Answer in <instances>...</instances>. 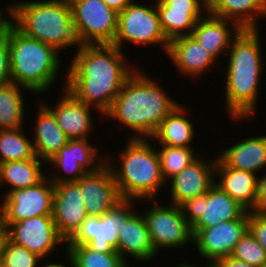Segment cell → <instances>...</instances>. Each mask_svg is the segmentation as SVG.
Listing matches in <instances>:
<instances>
[{"instance_id":"44dd1931","label":"cell","mask_w":266,"mask_h":267,"mask_svg":"<svg viewBox=\"0 0 266 267\" xmlns=\"http://www.w3.org/2000/svg\"><path fill=\"white\" fill-rule=\"evenodd\" d=\"M136 211L138 210L135 209L124 220L118 233L119 241L116 251L129 265V256L147 264L158 254L151 243L143 214Z\"/></svg>"},{"instance_id":"8d00e7d4","label":"cell","mask_w":266,"mask_h":267,"mask_svg":"<svg viewBox=\"0 0 266 267\" xmlns=\"http://www.w3.org/2000/svg\"><path fill=\"white\" fill-rule=\"evenodd\" d=\"M248 230L266 250V212L249 211Z\"/></svg>"},{"instance_id":"b9f144b4","label":"cell","mask_w":266,"mask_h":267,"mask_svg":"<svg viewBox=\"0 0 266 267\" xmlns=\"http://www.w3.org/2000/svg\"><path fill=\"white\" fill-rule=\"evenodd\" d=\"M64 251H65V256H63V257H65V259L67 258V260H68V263H69V265H71V267H73V262H72V258H71V256H70V254L64 249ZM43 266L42 267H68L67 265H65V263L63 264V263H59V262H49V263H47L46 262V264H42Z\"/></svg>"},{"instance_id":"4fadbf2b","label":"cell","mask_w":266,"mask_h":267,"mask_svg":"<svg viewBox=\"0 0 266 267\" xmlns=\"http://www.w3.org/2000/svg\"><path fill=\"white\" fill-rule=\"evenodd\" d=\"M2 198L3 222L8 227L13 222L52 215L54 184L46 176L37 185L12 190Z\"/></svg>"},{"instance_id":"836d02e7","label":"cell","mask_w":266,"mask_h":267,"mask_svg":"<svg viewBox=\"0 0 266 267\" xmlns=\"http://www.w3.org/2000/svg\"><path fill=\"white\" fill-rule=\"evenodd\" d=\"M231 256L256 267H262L266 263V250L249 230L236 244Z\"/></svg>"},{"instance_id":"ffe728a7","label":"cell","mask_w":266,"mask_h":267,"mask_svg":"<svg viewBox=\"0 0 266 267\" xmlns=\"http://www.w3.org/2000/svg\"><path fill=\"white\" fill-rule=\"evenodd\" d=\"M62 90L63 97L55 102V106L42 103L53 113L57 124L70 140L89 139L94 127L91 111L95 108L81 102L65 86Z\"/></svg>"},{"instance_id":"bcb514c9","label":"cell","mask_w":266,"mask_h":267,"mask_svg":"<svg viewBox=\"0 0 266 267\" xmlns=\"http://www.w3.org/2000/svg\"><path fill=\"white\" fill-rule=\"evenodd\" d=\"M204 267H213V266H212V265H208V264H207V265H205Z\"/></svg>"},{"instance_id":"484cf974","label":"cell","mask_w":266,"mask_h":267,"mask_svg":"<svg viewBox=\"0 0 266 267\" xmlns=\"http://www.w3.org/2000/svg\"><path fill=\"white\" fill-rule=\"evenodd\" d=\"M41 103V104H40ZM38 111L32 139L35 156L47 162L70 140L57 124L53 113L42 103Z\"/></svg>"},{"instance_id":"f6af8a7d","label":"cell","mask_w":266,"mask_h":267,"mask_svg":"<svg viewBox=\"0 0 266 267\" xmlns=\"http://www.w3.org/2000/svg\"><path fill=\"white\" fill-rule=\"evenodd\" d=\"M2 208H3V204L0 203V222L3 220Z\"/></svg>"},{"instance_id":"277c9868","label":"cell","mask_w":266,"mask_h":267,"mask_svg":"<svg viewBox=\"0 0 266 267\" xmlns=\"http://www.w3.org/2000/svg\"><path fill=\"white\" fill-rule=\"evenodd\" d=\"M148 140V138L126 139L125 150L122 149L118 153L120 156L117 160L120 161L118 166L109 154H105L106 163L112 170L123 200H155L160 198L158 195L161 194L162 188L165 189L167 186L161 172L158 151Z\"/></svg>"},{"instance_id":"cb8c5ba5","label":"cell","mask_w":266,"mask_h":267,"mask_svg":"<svg viewBox=\"0 0 266 267\" xmlns=\"http://www.w3.org/2000/svg\"><path fill=\"white\" fill-rule=\"evenodd\" d=\"M257 177L253 172L228 167L217 156L214 184L247 211H255Z\"/></svg>"},{"instance_id":"d590c367","label":"cell","mask_w":266,"mask_h":267,"mask_svg":"<svg viewBox=\"0 0 266 267\" xmlns=\"http://www.w3.org/2000/svg\"><path fill=\"white\" fill-rule=\"evenodd\" d=\"M11 83L10 51L7 38V22L0 32V87Z\"/></svg>"},{"instance_id":"e0dca14e","label":"cell","mask_w":266,"mask_h":267,"mask_svg":"<svg viewBox=\"0 0 266 267\" xmlns=\"http://www.w3.org/2000/svg\"><path fill=\"white\" fill-rule=\"evenodd\" d=\"M216 161L217 156L215 159L213 157L207 160L201 154L184 170L171 178L167 183L170 185H168L171 197L169 203L179 206L187 199L206 194L215 183Z\"/></svg>"},{"instance_id":"d4e9b609","label":"cell","mask_w":266,"mask_h":267,"mask_svg":"<svg viewBox=\"0 0 266 267\" xmlns=\"http://www.w3.org/2000/svg\"><path fill=\"white\" fill-rule=\"evenodd\" d=\"M218 153L228 167L260 174L266 169V135L243 138Z\"/></svg>"},{"instance_id":"f35d334b","label":"cell","mask_w":266,"mask_h":267,"mask_svg":"<svg viewBox=\"0 0 266 267\" xmlns=\"http://www.w3.org/2000/svg\"><path fill=\"white\" fill-rule=\"evenodd\" d=\"M213 267H256L248 264L244 261L236 259L232 256L217 259L213 264Z\"/></svg>"},{"instance_id":"3957f363","label":"cell","mask_w":266,"mask_h":267,"mask_svg":"<svg viewBox=\"0 0 266 267\" xmlns=\"http://www.w3.org/2000/svg\"><path fill=\"white\" fill-rule=\"evenodd\" d=\"M159 83L137 68L126 80L104 119L118 121L121 128L128 127L130 139H150L160 123L180 104L168 96Z\"/></svg>"},{"instance_id":"52a82bcc","label":"cell","mask_w":266,"mask_h":267,"mask_svg":"<svg viewBox=\"0 0 266 267\" xmlns=\"http://www.w3.org/2000/svg\"><path fill=\"white\" fill-rule=\"evenodd\" d=\"M132 2L118 14L116 38L112 45L124 52V44L161 46L166 53L169 41L160 27L156 4ZM144 4V5H142Z\"/></svg>"},{"instance_id":"30bf717a","label":"cell","mask_w":266,"mask_h":267,"mask_svg":"<svg viewBox=\"0 0 266 267\" xmlns=\"http://www.w3.org/2000/svg\"><path fill=\"white\" fill-rule=\"evenodd\" d=\"M73 26L80 45L113 44L118 13L102 0H69Z\"/></svg>"},{"instance_id":"e575fe53","label":"cell","mask_w":266,"mask_h":267,"mask_svg":"<svg viewBox=\"0 0 266 267\" xmlns=\"http://www.w3.org/2000/svg\"><path fill=\"white\" fill-rule=\"evenodd\" d=\"M44 261V259L29 251L26 247L17 245L9 239L5 244L1 259L3 267H40L38 263Z\"/></svg>"},{"instance_id":"6da1fadb","label":"cell","mask_w":266,"mask_h":267,"mask_svg":"<svg viewBox=\"0 0 266 267\" xmlns=\"http://www.w3.org/2000/svg\"><path fill=\"white\" fill-rule=\"evenodd\" d=\"M75 50L67 65L64 86L81 102L105 115L136 69L112 44L80 45Z\"/></svg>"},{"instance_id":"7c38bea8","label":"cell","mask_w":266,"mask_h":267,"mask_svg":"<svg viewBox=\"0 0 266 267\" xmlns=\"http://www.w3.org/2000/svg\"><path fill=\"white\" fill-rule=\"evenodd\" d=\"M100 149L101 147H94L89 139L69 140L46 162V165L49 164V166L58 170L53 174L51 172L47 177L54 185L64 182H77L87 173L95 172L106 163L105 156L104 158L99 156L100 159H97ZM63 172L64 175H62Z\"/></svg>"},{"instance_id":"d6986e66","label":"cell","mask_w":266,"mask_h":267,"mask_svg":"<svg viewBox=\"0 0 266 267\" xmlns=\"http://www.w3.org/2000/svg\"><path fill=\"white\" fill-rule=\"evenodd\" d=\"M83 195L76 182L54 185L52 217L59 235L67 242L87 217Z\"/></svg>"},{"instance_id":"4316f807","label":"cell","mask_w":266,"mask_h":267,"mask_svg":"<svg viewBox=\"0 0 266 267\" xmlns=\"http://www.w3.org/2000/svg\"><path fill=\"white\" fill-rule=\"evenodd\" d=\"M207 13L234 21L242 29H258V17H266V0H207Z\"/></svg>"},{"instance_id":"ee69618b","label":"cell","mask_w":266,"mask_h":267,"mask_svg":"<svg viewBox=\"0 0 266 267\" xmlns=\"http://www.w3.org/2000/svg\"><path fill=\"white\" fill-rule=\"evenodd\" d=\"M175 267H199V266H197L196 264H193V263H190L189 264V261H188V263L187 262H182V263H179L177 266H175ZM201 267H204V265L203 266H201Z\"/></svg>"},{"instance_id":"83f0119b","label":"cell","mask_w":266,"mask_h":267,"mask_svg":"<svg viewBox=\"0 0 266 267\" xmlns=\"http://www.w3.org/2000/svg\"><path fill=\"white\" fill-rule=\"evenodd\" d=\"M187 109L179 104L159 125L150 138L159 145L191 147L195 137V127L190 117L185 113ZM188 117V118H187ZM156 140V141H155Z\"/></svg>"},{"instance_id":"74e56055","label":"cell","mask_w":266,"mask_h":267,"mask_svg":"<svg viewBox=\"0 0 266 267\" xmlns=\"http://www.w3.org/2000/svg\"><path fill=\"white\" fill-rule=\"evenodd\" d=\"M257 177L256 199H255V211H266V174Z\"/></svg>"},{"instance_id":"4dcf8cb0","label":"cell","mask_w":266,"mask_h":267,"mask_svg":"<svg viewBox=\"0 0 266 267\" xmlns=\"http://www.w3.org/2000/svg\"><path fill=\"white\" fill-rule=\"evenodd\" d=\"M24 126L0 130V164L16 160L38 159L33 142L28 139Z\"/></svg>"},{"instance_id":"ab89813d","label":"cell","mask_w":266,"mask_h":267,"mask_svg":"<svg viewBox=\"0 0 266 267\" xmlns=\"http://www.w3.org/2000/svg\"><path fill=\"white\" fill-rule=\"evenodd\" d=\"M109 8L118 14L129 6L134 0H102Z\"/></svg>"},{"instance_id":"5bb4252c","label":"cell","mask_w":266,"mask_h":267,"mask_svg":"<svg viewBox=\"0 0 266 267\" xmlns=\"http://www.w3.org/2000/svg\"><path fill=\"white\" fill-rule=\"evenodd\" d=\"M248 215L249 211H246L238 219L224 221L209 228L192 229L193 244L198 255L207 259L208 265L217 259L231 256L236 244L248 230Z\"/></svg>"},{"instance_id":"8992f818","label":"cell","mask_w":266,"mask_h":267,"mask_svg":"<svg viewBox=\"0 0 266 267\" xmlns=\"http://www.w3.org/2000/svg\"><path fill=\"white\" fill-rule=\"evenodd\" d=\"M7 38L11 82L26 87L34 95L44 94L52 85L54 87L61 70V53L49 44L26 36L9 20Z\"/></svg>"},{"instance_id":"f1b7e54d","label":"cell","mask_w":266,"mask_h":267,"mask_svg":"<svg viewBox=\"0 0 266 267\" xmlns=\"http://www.w3.org/2000/svg\"><path fill=\"white\" fill-rule=\"evenodd\" d=\"M45 161L41 159H28L4 162L0 164V186L10 187L5 194L15 189H25L41 182L46 176L43 167Z\"/></svg>"},{"instance_id":"9a60e30c","label":"cell","mask_w":266,"mask_h":267,"mask_svg":"<svg viewBox=\"0 0 266 267\" xmlns=\"http://www.w3.org/2000/svg\"><path fill=\"white\" fill-rule=\"evenodd\" d=\"M7 228L10 241L26 247L42 259L49 258L58 245L66 246V241L59 235L52 215L13 222Z\"/></svg>"},{"instance_id":"603a6c76","label":"cell","mask_w":266,"mask_h":267,"mask_svg":"<svg viewBox=\"0 0 266 267\" xmlns=\"http://www.w3.org/2000/svg\"><path fill=\"white\" fill-rule=\"evenodd\" d=\"M166 54L179 73L192 79L205 76L209 67L218 63L191 35L172 39Z\"/></svg>"},{"instance_id":"5b68a950","label":"cell","mask_w":266,"mask_h":267,"mask_svg":"<svg viewBox=\"0 0 266 267\" xmlns=\"http://www.w3.org/2000/svg\"><path fill=\"white\" fill-rule=\"evenodd\" d=\"M6 7L9 21L26 36L49 44L59 52L80 46L69 0H20Z\"/></svg>"},{"instance_id":"1f68e13d","label":"cell","mask_w":266,"mask_h":267,"mask_svg":"<svg viewBox=\"0 0 266 267\" xmlns=\"http://www.w3.org/2000/svg\"><path fill=\"white\" fill-rule=\"evenodd\" d=\"M73 267H131L118 253H101L87 245H66Z\"/></svg>"},{"instance_id":"ba28073f","label":"cell","mask_w":266,"mask_h":267,"mask_svg":"<svg viewBox=\"0 0 266 267\" xmlns=\"http://www.w3.org/2000/svg\"><path fill=\"white\" fill-rule=\"evenodd\" d=\"M135 202L122 200L100 217L88 215L66 245H87L101 253H117L119 230L124 220L136 209Z\"/></svg>"},{"instance_id":"7402d4cb","label":"cell","mask_w":266,"mask_h":267,"mask_svg":"<svg viewBox=\"0 0 266 267\" xmlns=\"http://www.w3.org/2000/svg\"><path fill=\"white\" fill-rule=\"evenodd\" d=\"M242 28L234 21L206 13L196 23L191 36L217 61L227 54Z\"/></svg>"},{"instance_id":"ac0fdd59","label":"cell","mask_w":266,"mask_h":267,"mask_svg":"<svg viewBox=\"0 0 266 267\" xmlns=\"http://www.w3.org/2000/svg\"><path fill=\"white\" fill-rule=\"evenodd\" d=\"M81 189L87 215L102 216L123 199L107 163L93 173H87L76 182Z\"/></svg>"},{"instance_id":"8fae6325","label":"cell","mask_w":266,"mask_h":267,"mask_svg":"<svg viewBox=\"0 0 266 267\" xmlns=\"http://www.w3.org/2000/svg\"><path fill=\"white\" fill-rule=\"evenodd\" d=\"M179 206L192 229L209 228L238 219L247 211L215 184L206 194L187 199Z\"/></svg>"},{"instance_id":"d6a6232c","label":"cell","mask_w":266,"mask_h":267,"mask_svg":"<svg viewBox=\"0 0 266 267\" xmlns=\"http://www.w3.org/2000/svg\"><path fill=\"white\" fill-rule=\"evenodd\" d=\"M161 146L158 151L165 182L184 170L200 154L193 147Z\"/></svg>"},{"instance_id":"7a4b0ae2","label":"cell","mask_w":266,"mask_h":267,"mask_svg":"<svg viewBox=\"0 0 266 267\" xmlns=\"http://www.w3.org/2000/svg\"><path fill=\"white\" fill-rule=\"evenodd\" d=\"M259 29H242L227 53L223 80L225 111L233 121H246L257 111L264 58Z\"/></svg>"},{"instance_id":"7bdbcfd3","label":"cell","mask_w":266,"mask_h":267,"mask_svg":"<svg viewBox=\"0 0 266 267\" xmlns=\"http://www.w3.org/2000/svg\"><path fill=\"white\" fill-rule=\"evenodd\" d=\"M1 9H2V7H0V32L3 30L6 22L9 20V19H7L9 17H6V13H3L4 10H1Z\"/></svg>"},{"instance_id":"f546056e","label":"cell","mask_w":266,"mask_h":267,"mask_svg":"<svg viewBox=\"0 0 266 267\" xmlns=\"http://www.w3.org/2000/svg\"><path fill=\"white\" fill-rule=\"evenodd\" d=\"M32 93L26 87L9 83L0 87V130L23 127L25 113V99L22 94Z\"/></svg>"},{"instance_id":"60d3db41","label":"cell","mask_w":266,"mask_h":267,"mask_svg":"<svg viewBox=\"0 0 266 267\" xmlns=\"http://www.w3.org/2000/svg\"><path fill=\"white\" fill-rule=\"evenodd\" d=\"M8 240V228L3 220L0 222V260L2 259L5 244Z\"/></svg>"},{"instance_id":"2e32d148","label":"cell","mask_w":266,"mask_h":267,"mask_svg":"<svg viewBox=\"0 0 266 267\" xmlns=\"http://www.w3.org/2000/svg\"><path fill=\"white\" fill-rule=\"evenodd\" d=\"M160 27L167 40L191 35L207 13V0H155Z\"/></svg>"},{"instance_id":"9c48e42d","label":"cell","mask_w":266,"mask_h":267,"mask_svg":"<svg viewBox=\"0 0 266 267\" xmlns=\"http://www.w3.org/2000/svg\"><path fill=\"white\" fill-rule=\"evenodd\" d=\"M142 201L144 203L151 201L150 204L153 205H150L148 210L143 209L142 214L146 221L151 243L157 253L163 249H179L190 245V243L193 244L192 228L186 222L180 206L170 203L159 205L157 204L158 199Z\"/></svg>"}]
</instances>
